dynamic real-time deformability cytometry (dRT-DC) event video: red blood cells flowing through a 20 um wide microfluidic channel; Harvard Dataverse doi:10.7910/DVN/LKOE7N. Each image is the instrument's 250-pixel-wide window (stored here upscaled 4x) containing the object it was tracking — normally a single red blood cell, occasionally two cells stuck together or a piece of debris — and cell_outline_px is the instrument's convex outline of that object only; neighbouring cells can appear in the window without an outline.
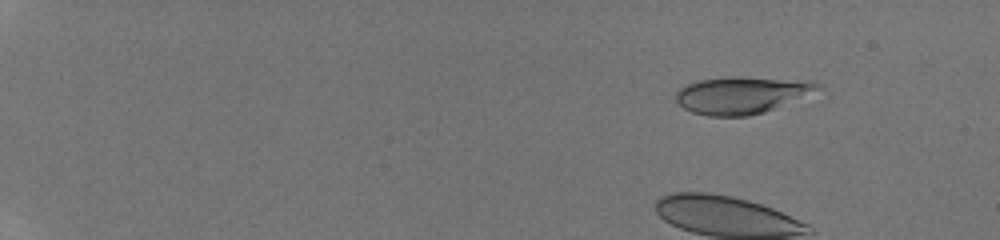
{"species": "human", "species_latin": "Homo sapiens", "temperature_condition": "room temperature", "stored_images_in_passage": 17, "camera_frame_rate_fps": 3000, "um_per_image_px": 0.085, "donor": {"sex": "male"}, "frame": {"image": 1, "passage_image": 8, "time_ms": 2.333, "image_size_px": [1000, 240], "cell_outline_px": [[824, 88], [764, 112], [748, 116], [708, 116], [692, 112], [684, 108], [676, 100], [676, 92], [680, 88], [696, 80], [728, 76], [732, 76], [812, 80], [820, 84]], "centroid_in_image_um": [63.05, 8.06], "position_along_channel_um": 22.0, "area_um2": 30.75}}